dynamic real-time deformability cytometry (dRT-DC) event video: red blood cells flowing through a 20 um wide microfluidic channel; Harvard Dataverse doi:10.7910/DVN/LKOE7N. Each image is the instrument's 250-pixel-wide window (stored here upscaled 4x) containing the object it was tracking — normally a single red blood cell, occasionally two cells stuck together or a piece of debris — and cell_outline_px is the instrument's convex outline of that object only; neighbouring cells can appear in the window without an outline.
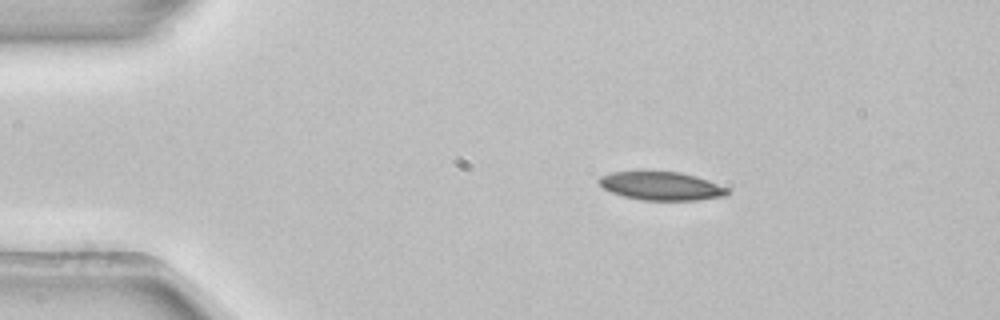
{"species": "common noctule bat (a hibernating species)", "species_latin": "Nyctalus noctula", "temperature_condition": "room temperature", "stored_images_in_passage": 4, "camera_frame_rate_fps": 3000, "um_per_image_px": 0.085, "animal": {"sex": "female", "body_mass_g": 22.7, "forearm_length_mm": 54.2}, "frame": {"image": 1, "passage_image": 2, "time_ms": 0.333, "image_size_px": [1000, 320], "cell_outline_px": [[728, 192], [724, 196], [696, 200], [644, 200], [624, 196], [612, 192], [604, 188], [596, 180], [600, 176], [612, 172], [680, 172], [696, 176], [708, 180], [728, 188]], "centroid_in_image_um": [56.2, 15.81], "position_along_channel_um": 28.8, "area_um2": 20.98}}
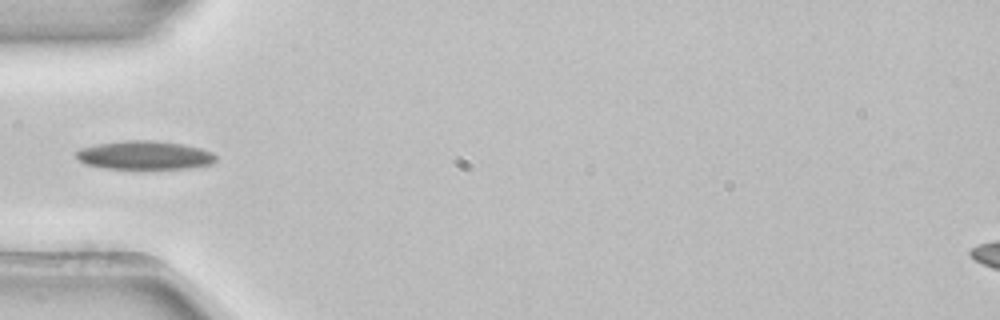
{"frame": {"image": 2, "passage_image": 4, "time_ms": 1.0, "image_size_px": [1000, 320], "cell_outline_px": [[216, 160], [212, 164], [188, 168], [104, 168], [84, 164], [76, 156], [76, 152], [80, 148], [96, 144], [124, 140], [156, 140], [184, 144], [200, 148], [212, 152], [216, 156]], "centroid_in_image_um": [12.29, 13.18], "position_along_channel_um": 72.7, "area_um2": 23.29}}